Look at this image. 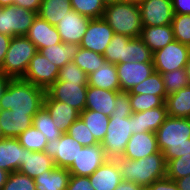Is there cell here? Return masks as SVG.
Returning a JSON list of instances; mask_svg holds the SVG:
<instances>
[{
	"instance_id": "37",
	"label": "cell",
	"mask_w": 190,
	"mask_h": 190,
	"mask_svg": "<svg viewBox=\"0 0 190 190\" xmlns=\"http://www.w3.org/2000/svg\"><path fill=\"white\" fill-rule=\"evenodd\" d=\"M124 62H153V52L140 37L131 38L126 44V60Z\"/></svg>"
},
{
	"instance_id": "34",
	"label": "cell",
	"mask_w": 190,
	"mask_h": 190,
	"mask_svg": "<svg viewBox=\"0 0 190 190\" xmlns=\"http://www.w3.org/2000/svg\"><path fill=\"white\" fill-rule=\"evenodd\" d=\"M32 125L45 135L47 141L58 139L63 134L54 124L52 117L44 106L34 115Z\"/></svg>"
},
{
	"instance_id": "23",
	"label": "cell",
	"mask_w": 190,
	"mask_h": 190,
	"mask_svg": "<svg viewBox=\"0 0 190 190\" xmlns=\"http://www.w3.org/2000/svg\"><path fill=\"white\" fill-rule=\"evenodd\" d=\"M121 91H110L106 89L87 87L85 109L102 112L109 117L112 116L116 95Z\"/></svg>"
},
{
	"instance_id": "50",
	"label": "cell",
	"mask_w": 190,
	"mask_h": 190,
	"mask_svg": "<svg viewBox=\"0 0 190 190\" xmlns=\"http://www.w3.org/2000/svg\"><path fill=\"white\" fill-rule=\"evenodd\" d=\"M42 0H14L13 5L36 12L38 14Z\"/></svg>"
},
{
	"instance_id": "13",
	"label": "cell",
	"mask_w": 190,
	"mask_h": 190,
	"mask_svg": "<svg viewBox=\"0 0 190 190\" xmlns=\"http://www.w3.org/2000/svg\"><path fill=\"white\" fill-rule=\"evenodd\" d=\"M114 34V31L104 18L90 19L79 45L84 49L103 55Z\"/></svg>"
},
{
	"instance_id": "20",
	"label": "cell",
	"mask_w": 190,
	"mask_h": 190,
	"mask_svg": "<svg viewBox=\"0 0 190 190\" xmlns=\"http://www.w3.org/2000/svg\"><path fill=\"white\" fill-rule=\"evenodd\" d=\"M25 148L18 138L3 137L0 139V169L9 173L18 171L24 163Z\"/></svg>"
},
{
	"instance_id": "18",
	"label": "cell",
	"mask_w": 190,
	"mask_h": 190,
	"mask_svg": "<svg viewBox=\"0 0 190 190\" xmlns=\"http://www.w3.org/2000/svg\"><path fill=\"white\" fill-rule=\"evenodd\" d=\"M167 107L162 106L131 114L132 133H155L167 118Z\"/></svg>"
},
{
	"instance_id": "38",
	"label": "cell",
	"mask_w": 190,
	"mask_h": 190,
	"mask_svg": "<svg viewBox=\"0 0 190 190\" xmlns=\"http://www.w3.org/2000/svg\"><path fill=\"white\" fill-rule=\"evenodd\" d=\"M20 144L29 151L42 152L45 149L47 140L45 135L33 125L21 133L18 137Z\"/></svg>"
},
{
	"instance_id": "60",
	"label": "cell",
	"mask_w": 190,
	"mask_h": 190,
	"mask_svg": "<svg viewBox=\"0 0 190 190\" xmlns=\"http://www.w3.org/2000/svg\"><path fill=\"white\" fill-rule=\"evenodd\" d=\"M120 0H102V2L106 5H109V4H113V3H116Z\"/></svg>"
},
{
	"instance_id": "17",
	"label": "cell",
	"mask_w": 190,
	"mask_h": 190,
	"mask_svg": "<svg viewBox=\"0 0 190 190\" xmlns=\"http://www.w3.org/2000/svg\"><path fill=\"white\" fill-rule=\"evenodd\" d=\"M26 37L36 46L37 50L62 42L56 26L39 15L35 17Z\"/></svg>"
},
{
	"instance_id": "40",
	"label": "cell",
	"mask_w": 190,
	"mask_h": 190,
	"mask_svg": "<svg viewBox=\"0 0 190 190\" xmlns=\"http://www.w3.org/2000/svg\"><path fill=\"white\" fill-rule=\"evenodd\" d=\"M161 77L167 95L189 86L185 68L163 72Z\"/></svg>"
},
{
	"instance_id": "22",
	"label": "cell",
	"mask_w": 190,
	"mask_h": 190,
	"mask_svg": "<svg viewBox=\"0 0 190 190\" xmlns=\"http://www.w3.org/2000/svg\"><path fill=\"white\" fill-rule=\"evenodd\" d=\"M88 177L95 190H114L123 181L116 160L110 158Z\"/></svg>"
},
{
	"instance_id": "11",
	"label": "cell",
	"mask_w": 190,
	"mask_h": 190,
	"mask_svg": "<svg viewBox=\"0 0 190 190\" xmlns=\"http://www.w3.org/2000/svg\"><path fill=\"white\" fill-rule=\"evenodd\" d=\"M82 147L73 137L63 133L60 138L47 141L44 152L54 159L56 167L68 169Z\"/></svg>"
},
{
	"instance_id": "57",
	"label": "cell",
	"mask_w": 190,
	"mask_h": 190,
	"mask_svg": "<svg viewBox=\"0 0 190 190\" xmlns=\"http://www.w3.org/2000/svg\"><path fill=\"white\" fill-rule=\"evenodd\" d=\"M185 70H186V75H187L188 83L190 85V54H189V58L187 60L186 66H185Z\"/></svg>"
},
{
	"instance_id": "30",
	"label": "cell",
	"mask_w": 190,
	"mask_h": 190,
	"mask_svg": "<svg viewBox=\"0 0 190 190\" xmlns=\"http://www.w3.org/2000/svg\"><path fill=\"white\" fill-rule=\"evenodd\" d=\"M165 104L168 116L190 118V85L167 95Z\"/></svg>"
},
{
	"instance_id": "29",
	"label": "cell",
	"mask_w": 190,
	"mask_h": 190,
	"mask_svg": "<svg viewBox=\"0 0 190 190\" xmlns=\"http://www.w3.org/2000/svg\"><path fill=\"white\" fill-rule=\"evenodd\" d=\"M79 49V44L61 42L40 49L39 52L50 62L57 65L59 68H62L65 64L73 61V58L78 53Z\"/></svg>"
},
{
	"instance_id": "31",
	"label": "cell",
	"mask_w": 190,
	"mask_h": 190,
	"mask_svg": "<svg viewBox=\"0 0 190 190\" xmlns=\"http://www.w3.org/2000/svg\"><path fill=\"white\" fill-rule=\"evenodd\" d=\"M73 10L70 0H42L39 15L51 25L56 26L66 13Z\"/></svg>"
},
{
	"instance_id": "61",
	"label": "cell",
	"mask_w": 190,
	"mask_h": 190,
	"mask_svg": "<svg viewBox=\"0 0 190 190\" xmlns=\"http://www.w3.org/2000/svg\"><path fill=\"white\" fill-rule=\"evenodd\" d=\"M3 138L2 136V129H1V126H0V139Z\"/></svg>"
},
{
	"instance_id": "44",
	"label": "cell",
	"mask_w": 190,
	"mask_h": 190,
	"mask_svg": "<svg viewBox=\"0 0 190 190\" xmlns=\"http://www.w3.org/2000/svg\"><path fill=\"white\" fill-rule=\"evenodd\" d=\"M66 133L77 140L82 146L99 144L80 117L68 128Z\"/></svg>"
},
{
	"instance_id": "15",
	"label": "cell",
	"mask_w": 190,
	"mask_h": 190,
	"mask_svg": "<svg viewBox=\"0 0 190 190\" xmlns=\"http://www.w3.org/2000/svg\"><path fill=\"white\" fill-rule=\"evenodd\" d=\"M121 92H129L155 72L153 62H127L116 64Z\"/></svg>"
},
{
	"instance_id": "49",
	"label": "cell",
	"mask_w": 190,
	"mask_h": 190,
	"mask_svg": "<svg viewBox=\"0 0 190 190\" xmlns=\"http://www.w3.org/2000/svg\"><path fill=\"white\" fill-rule=\"evenodd\" d=\"M145 190H179L176 182L168 177L154 181Z\"/></svg>"
},
{
	"instance_id": "1",
	"label": "cell",
	"mask_w": 190,
	"mask_h": 190,
	"mask_svg": "<svg viewBox=\"0 0 190 190\" xmlns=\"http://www.w3.org/2000/svg\"><path fill=\"white\" fill-rule=\"evenodd\" d=\"M46 90L22 78L11 79L0 100V110L28 113L32 118L43 106Z\"/></svg>"
},
{
	"instance_id": "46",
	"label": "cell",
	"mask_w": 190,
	"mask_h": 190,
	"mask_svg": "<svg viewBox=\"0 0 190 190\" xmlns=\"http://www.w3.org/2000/svg\"><path fill=\"white\" fill-rule=\"evenodd\" d=\"M57 80L73 83H88V75L72 61L60 68Z\"/></svg>"
},
{
	"instance_id": "54",
	"label": "cell",
	"mask_w": 190,
	"mask_h": 190,
	"mask_svg": "<svg viewBox=\"0 0 190 190\" xmlns=\"http://www.w3.org/2000/svg\"><path fill=\"white\" fill-rule=\"evenodd\" d=\"M179 190H190V175L175 180Z\"/></svg>"
},
{
	"instance_id": "47",
	"label": "cell",
	"mask_w": 190,
	"mask_h": 190,
	"mask_svg": "<svg viewBox=\"0 0 190 190\" xmlns=\"http://www.w3.org/2000/svg\"><path fill=\"white\" fill-rule=\"evenodd\" d=\"M133 113L128 92H119L116 95L112 115L130 116Z\"/></svg>"
},
{
	"instance_id": "7",
	"label": "cell",
	"mask_w": 190,
	"mask_h": 190,
	"mask_svg": "<svg viewBox=\"0 0 190 190\" xmlns=\"http://www.w3.org/2000/svg\"><path fill=\"white\" fill-rule=\"evenodd\" d=\"M36 16V12L17 5L0 7V33L10 37L26 36Z\"/></svg>"
},
{
	"instance_id": "39",
	"label": "cell",
	"mask_w": 190,
	"mask_h": 190,
	"mask_svg": "<svg viewBox=\"0 0 190 190\" xmlns=\"http://www.w3.org/2000/svg\"><path fill=\"white\" fill-rule=\"evenodd\" d=\"M72 9L90 19L103 18L105 4L102 0H70Z\"/></svg>"
},
{
	"instance_id": "32",
	"label": "cell",
	"mask_w": 190,
	"mask_h": 190,
	"mask_svg": "<svg viewBox=\"0 0 190 190\" xmlns=\"http://www.w3.org/2000/svg\"><path fill=\"white\" fill-rule=\"evenodd\" d=\"M80 118L87 125L98 143H101L106 135L110 117L102 112L85 109L80 113Z\"/></svg>"
},
{
	"instance_id": "24",
	"label": "cell",
	"mask_w": 190,
	"mask_h": 190,
	"mask_svg": "<svg viewBox=\"0 0 190 190\" xmlns=\"http://www.w3.org/2000/svg\"><path fill=\"white\" fill-rule=\"evenodd\" d=\"M33 118L28 113H14L11 110H0V126L3 137L17 138L32 126Z\"/></svg>"
},
{
	"instance_id": "42",
	"label": "cell",
	"mask_w": 190,
	"mask_h": 190,
	"mask_svg": "<svg viewBox=\"0 0 190 190\" xmlns=\"http://www.w3.org/2000/svg\"><path fill=\"white\" fill-rule=\"evenodd\" d=\"M129 99L133 113L157 108L165 103L160 96L152 94H129Z\"/></svg>"
},
{
	"instance_id": "51",
	"label": "cell",
	"mask_w": 190,
	"mask_h": 190,
	"mask_svg": "<svg viewBox=\"0 0 190 190\" xmlns=\"http://www.w3.org/2000/svg\"><path fill=\"white\" fill-rule=\"evenodd\" d=\"M174 14H190V0H172Z\"/></svg>"
},
{
	"instance_id": "14",
	"label": "cell",
	"mask_w": 190,
	"mask_h": 190,
	"mask_svg": "<svg viewBox=\"0 0 190 190\" xmlns=\"http://www.w3.org/2000/svg\"><path fill=\"white\" fill-rule=\"evenodd\" d=\"M139 8L143 26H163L173 20L172 0H143Z\"/></svg>"
},
{
	"instance_id": "52",
	"label": "cell",
	"mask_w": 190,
	"mask_h": 190,
	"mask_svg": "<svg viewBox=\"0 0 190 190\" xmlns=\"http://www.w3.org/2000/svg\"><path fill=\"white\" fill-rule=\"evenodd\" d=\"M11 39H12V37H10L6 34L0 33V67L2 66V64L4 62L5 55L9 48Z\"/></svg>"
},
{
	"instance_id": "19",
	"label": "cell",
	"mask_w": 190,
	"mask_h": 190,
	"mask_svg": "<svg viewBox=\"0 0 190 190\" xmlns=\"http://www.w3.org/2000/svg\"><path fill=\"white\" fill-rule=\"evenodd\" d=\"M158 151L160 150L156 133L141 132L131 136L122 156L128 159L138 160Z\"/></svg>"
},
{
	"instance_id": "12",
	"label": "cell",
	"mask_w": 190,
	"mask_h": 190,
	"mask_svg": "<svg viewBox=\"0 0 190 190\" xmlns=\"http://www.w3.org/2000/svg\"><path fill=\"white\" fill-rule=\"evenodd\" d=\"M108 157L105 155L101 143L93 146H83L73 164L67 169L71 175L90 176Z\"/></svg>"
},
{
	"instance_id": "55",
	"label": "cell",
	"mask_w": 190,
	"mask_h": 190,
	"mask_svg": "<svg viewBox=\"0 0 190 190\" xmlns=\"http://www.w3.org/2000/svg\"><path fill=\"white\" fill-rule=\"evenodd\" d=\"M12 78L4 75L2 72H0V100H1V97L4 93V91L6 90L8 84H9V81L11 80Z\"/></svg>"
},
{
	"instance_id": "27",
	"label": "cell",
	"mask_w": 190,
	"mask_h": 190,
	"mask_svg": "<svg viewBox=\"0 0 190 190\" xmlns=\"http://www.w3.org/2000/svg\"><path fill=\"white\" fill-rule=\"evenodd\" d=\"M140 38L154 53L172 42L174 40V33L171 24L163 26H143Z\"/></svg>"
},
{
	"instance_id": "59",
	"label": "cell",
	"mask_w": 190,
	"mask_h": 190,
	"mask_svg": "<svg viewBox=\"0 0 190 190\" xmlns=\"http://www.w3.org/2000/svg\"><path fill=\"white\" fill-rule=\"evenodd\" d=\"M120 1L128 2V3H134V4L139 5L143 0H120Z\"/></svg>"
},
{
	"instance_id": "33",
	"label": "cell",
	"mask_w": 190,
	"mask_h": 190,
	"mask_svg": "<svg viewBox=\"0 0 190 190\" xmlns=\"http://www.w3.org/2000/svg\"><path fill=\"white\" fill-rule=\"evenodd\" d=\"M128 94H152L160 96L164 101L167 97L161 73L157 71L152 73L138 85L133 86Z\"/></svg>"
},
{
	"instance_id": "16",
	"label": "cell",
	"mask_w": 190,
	"mask_h": 190,
	"mask_svg": "<svg viewBox=\"0 0 190 190\" xmlns=\"http://www.w3.org/2000/svg\"><path fill=\"white\" fill-rule=\"evenodd\" d=\"M90 18L71 10L66 16L59 20L56 25L57 31L63 43L80 44L86 32Z\"/></svg>"
},
{
	"instance_id": "21",
	"label": "cell",
	"mask_w": 190,
	"mask_h": 190,
	"mask_svg": "<svg viewBox=\"0 0 190 190\" xmlns=\"http://www.w3.org/2000/svg\"><path fill=\"white\" fill-rule=\"evenodd\" d=\"M43 106L47 109L54 124L63 133L80 117V112L69 104L53 100L47 93L44 97Z\"/></svg>"
},
{
	"instance_id": "53",
	"label": "cell",
	"mask_w": 190,
	"mask_h": 190,
	"mask_svg": "<svg viewBox=\"0 0 190 190\" xmlns=\"http://www.w3.org/2000/svg\"><path fill=\"white\" fill-rule=\"evenodd\" d=\"M114 190H145V188L133 182L121 181Z\"/></svg>"
},
{
	"instance_id": "2",
	"label": "cell",
	"mask_w": 190,
	"mask_h": 190,
	"mask_svg": "<svg viewBox=\"0 0 190 190\" xmlns=\"http://www.w3.org/2000/svg\"><path fill=\"white\" fill-rule=\"evenodd\" d=\"M123 181L133 182L145 189L154 181L166 177V162L161 151L138 160L124 156L114 158Z\"/></svg>"
},
{
	"instance_id": "41",
	"label": "cell",
	"mask_w": 190,
	"mask_h": 190,
	"mask_svg": "<svg viewBox=\"0 0 190 190\" xmlns=\"http://www.w3.org/2000/svg\"><path fill=\"white\" fill-rule=\"evenodd\" d=\"M171 26L174 40L190 47V14H174Z\"/></svg>"
},
{
	"instance_id": "58",
	"label": "cell",
	"mask_w": 190,
	"mask_h": 190,
	"mask_svg": "<svg viewBox=\"0 0 190 190\" xmlns=\"http://www.w3.org/2000/svg\"><path fill=\"white\" fill-rule=\"evenodd\" d=\"M14 4V0H0V7H6Z\"/></svg>"
},
{
	"instance_id": "6",
	"label": "cell",
	"mask_w": 190,
	"mask_h": 190,
	"mask_svg": "<svg viewBox=\"0 0 190 190\" xmlns=\"http://www.w3.org/2000/svg\"><path fill=\"white\" fill-rule=\"evenodd\" d=\"M132 135L131 115H112L105 138L101 142L105 155L110 159L122 156Z\"/></svg>"
},
{
	"instance_id": "56",
	"label": "cell",
	"mask_w": 190,
	"mask_h": 190,
	"mask_svg": "<svg viewBox=\"0 0 190 190\" xmlns=\"http://www.w3.org/2000/svg\"><path fill=\"white\" fill-rule=\"evenodd\" d=\"M9 174L8 171L0 169V190H2V187L7 182Z\"/></svg>"
},
{
	"instance_id": "9",
	"label": "cell",
	"mask_w": 190,
	"mask_h": 190,
	"mask_svg": "<svg viewBox=\"0 0 190 190\" xmlns=\"http://www.w3.org/2000/svg\"><path fill=\"white\" fill-rule=\"evenodd\" d=\"M59 70L60 68L57 65L50 62L44 55L37 51L29 62L22 79L47 90L58 79Z\"/></svg>"
},
{
	"instance_id": "28",
	"label": "cell",
	"mask_w": 190,
	"mask_h": 190,
	"mask_svg": "<svg viewBox=\"0 0 190 190\" xmlns=\"http://www.w3.org/2000/svg\"><path fill=\"white\" fill-rule=\"evenodd\" d=\"M70 175L66 168L55 167L34 178L35 188L36 190H66Z\"/></svg>"
},
{
	"instance_id": "25",
	"label": "cell",
	"mask_w": 190,
	"mask_h": 190,
	"mask_svg": "<svg viewBox=\"0 0 190 190\" xmlns=\"http://www.w3.org/2000/svg\"><path fill=\"white\" fill-rule=\"evenodd\" d=\"M55 167L54 159L44 151L32 152L25 149L24 163L18 171L34 179L39 174L53 170Z\"/></svg>"
},
{
	"instance_id": "45",
	"label": "cell",
	"mask_w": 190,
	"mask_h": 190,
	"mask_svg": "<svg viewBox=\"0 0 190 190\" xmlns=\"http://www.w3.org/2000/svg\"><path fill=\"white\" fill-rule=\"evenodd\" d=\"M35 181L31 177L19 172H11L2 190H36Z\"/></svg>"
},
{
	"instance_id": "4",
	"label": "cell",
	"mask_w": 190,
	"mask_h": 190,
	"mask_svg": "<svg viewBox=\"0 0 190 190\" xmlns=\"http://www.w3.org/2000/svg\"><path fill=\"white\" fill-rule=\"evenodd\" d=\"M103 18L115 34L140 37L143 25L139 5L124 1L106 5Z\"/></svg>"
},
{
	"instance_id": "43",
	"label": "cell",
	"mask_w": 190,
	"mask_h": 190,
	"mask_svg": "<svg viewBox=\"0 0 190 190\" xmlns=\"http://www.w3.org/2000/svg\"><path fill=\"white\" fill-rule=\"evenodd\" d=\"M190 175V154L166 162V177L177 180Z\"/></svg>"
},
{
	"instance_id": "10",
	"label": "cell",
	"mask_w": 190,
	"mask_h": 190,
	"mask_svg": "<svg viewBox=\"0 0 190 190\" xmlns=\"http://www.w3.org/2000/svg\"><path fill=\"white\" fill-rule=\"evenodd\" d=\"M88 83L56 80L46 93L56 101L69 104L80 113L85 110Z\"/></svg>"
},
{
	"instance_id": "8",
	"label": "cell",
	"mask_w": 190,
	"mask_h": 190,
	"mask_svg": "<svg viewBox=\"0 0 190 190\" xmlns=\"http://www.w3.org/2000/svg\"><path fill=\"white\" fill-rule=\"evenodd\" d=\"M190 54V47L173 40L164 48L153 53V65L159 73L185 68Z\"/></svg>"
},
{
	"instance_id": "3",
	"label": "cell",
	"mask_w": 190,
	"mask_h": 190,
	"mask_svg": "<svg viewBox=\"0 0 190 190\" xmlns=\"http://www.w3.org/2000/svg\"><path fill=\"white\" fill-rule=\"evenodd\" d=\"M155 133L165 162L190 154V118L167 116Z\"/></svg>"
},
{
	"instance_id": "48",
	"label": "cell",
	"mask_w": 190,
	"mask_h": 190,
	"mask_svg": "<svg viewBox=\"0 0 190 190\" xmlns=\"http://www.w3.org/2000/svg\"><path fill=\"white\" fill-rule=\"evenodd\" d=\"M66 190H95L88 176L70 175Z\"/></svg>"
},
{
	"instance_id": "5",
	"label": "cell",
	"mask_w": 190,
	"mask_h": 190,
	"mask_svg": "<svg viewBox=\"0 0 190 190\" xmlns=\"http://www.w3.org/2000/svg\"><path fill=\"white\" fill-rule=\"evenodd\" d=\"M37 51L36 46L26 36L12 37L0 72L12 79L23 78Z\"/></svg>"
},
{
	"instance_id": "36",
	"label": "cell",
	"mask_w": 190,
	"mask_h": 190,
	"mask_svg": "<svg viewBox=\"0 0 190 190\" xmlns=\"http://www.w3.org/2000/svg\"><path fill=\"white\" fill-rule=\"evenodd\" d=\"M106 59L102 54L80 47L78 53L73 58V62L87 75L98 70Z\"/></svg>"
},
{
	"instance_id": "35",
	"label": "cell",
	"mask_w": 190,
	"mask_h": 190,
	"mask_svg": "<svg viewBox=\"0 0 190 190\" xmlns=\"http://www.w3.org/2000/svg\"><path fill=\"white\" fill-rule=\"evenodd\" d=\"M131 37L121 34H114L106 47L103 57L112 64L124 63L126 60V44Z\"/></svg>"
},
{
	"instance_id": "26",
	"label": "cell",
	"mask_w": 190,
	"mask_h": 190,
	"mask_svg": "<svg viewBox=\"0 0 190 190\" xmlns=\"http://www.w3.org/2000/svg\"><path fill=\"white\" fill-rule=\"evenodd\" d=\"M88 86L110 91H121L116 64L105 61L98 70L88 75Z\"/></svg>"
}]
</instances>
